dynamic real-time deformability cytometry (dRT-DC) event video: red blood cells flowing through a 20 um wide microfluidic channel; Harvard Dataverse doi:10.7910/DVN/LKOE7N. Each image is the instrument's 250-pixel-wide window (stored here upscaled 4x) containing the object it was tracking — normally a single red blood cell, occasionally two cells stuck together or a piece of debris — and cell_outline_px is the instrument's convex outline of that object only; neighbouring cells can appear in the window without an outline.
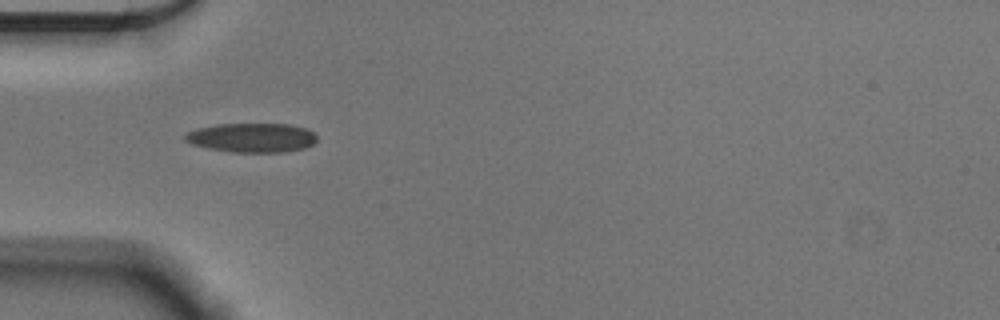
{"species": "Egyptian fruit bat (a non-hibernating species)", "species_latin": "Rousettus aegyptiacus", "temperature_condition": "cold", "stored_images_in_passage": 39, "camera_frame_rate_fps": 3000, "um_per_image_px": 0.085, "animal": {"sex": "male"}, "frame": {"image": 1, "passage_image": 1, "time_ms": 0.0, "image_size_px": [1000, 320], "cell_outline_px": [[316, 140], [312, 144], [304, 148], [284, 152], [232, 152], [208, 148], [192, 144], [184, 140], [184, 136], [188, 132], [196, 128], [216, 124], [288, 124], [304, 128], [312, 132], [316, 136]], "centroid_in_image_um": [21.38, 11.7], "position_along_channel_um": 63.6, "area_um2": 22.37}}
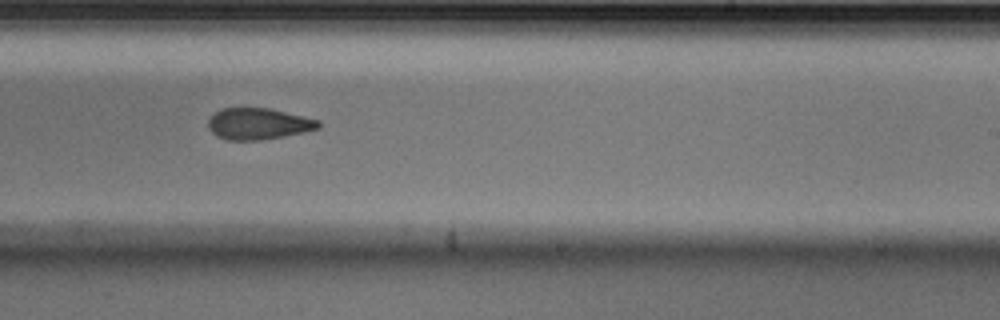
{"frame": {"image": 2, "passage_image": 18, "time_ms": 5.667, "image_size_px": [1000, 320], "cell_outline_px": [[320, 128], [304, 132], [284, 136], [260, 140], [228, 140], [216, 136], [208, 128], [208, 120], [212, 112], [220, 108], [272, 108], [320, 120]], "centroid_in_image_um": [21.94, 10.51], "position_along_channel_um": 267.1, "area_um2": 20.46}}
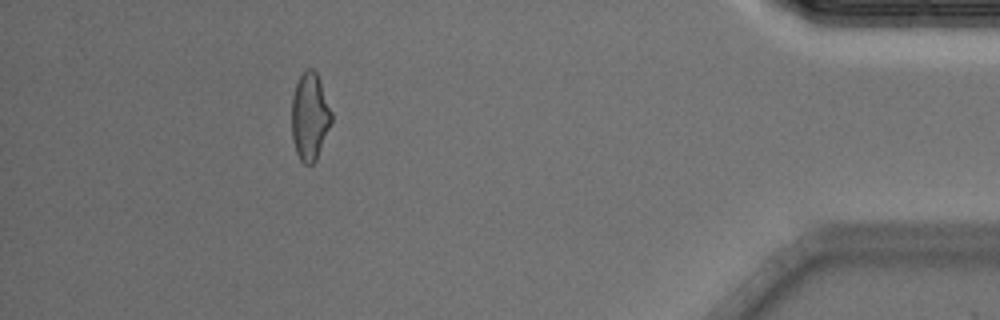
{"frame": {"image": 3, "passage_image": 34, "time_ms": 11.0, "image_size_px": [1000, 320], "cell_outline_px": [[332, 120], [316, 160], [312, 164], [304, 164], [300, 160], [296, 152], [292, 136], [292, 96], [296, 84], [300, 76], [308, 68], [312, 68], [316, 72], [332, 112]], "centroid_in_image_um": [26.32, 9.92], "position_along_channel_um": 408.9, "area_um2": 20.0}, "authors_computed_cell_mechanics": {"area_um2": 21.097, "velocity_mm_per_s": 3.6043, "shape_relaxation_time_tau1_ms": 8.412, "shape_relaxation_time_tau2_ms": 4.5589, "deformation_change_tau1": 0.1804, "deformation_change_tau2": 0.1035}}